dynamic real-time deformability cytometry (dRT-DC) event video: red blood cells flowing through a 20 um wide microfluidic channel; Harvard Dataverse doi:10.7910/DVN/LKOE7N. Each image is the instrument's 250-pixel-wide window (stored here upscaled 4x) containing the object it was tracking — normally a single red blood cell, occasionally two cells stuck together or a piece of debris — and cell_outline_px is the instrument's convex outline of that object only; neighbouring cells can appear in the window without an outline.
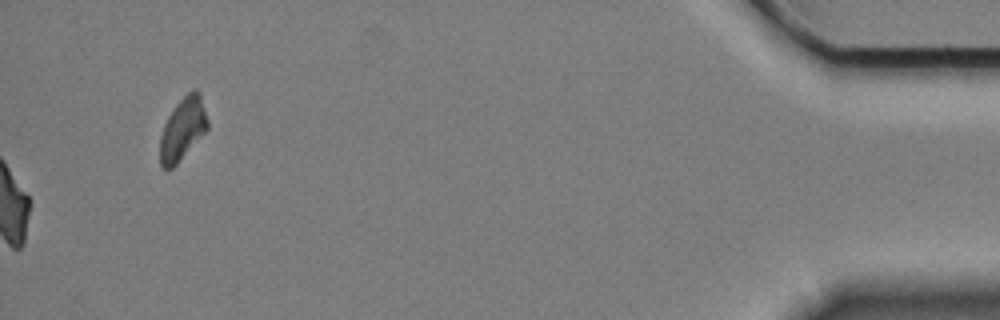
{"species": "Egyptian fruit bat (a non-hibernating species)", "species_latin": "Rousettus aegyptiacus", "temperature_condition": "cold", "stored_images_in_passage": 44, "camera_frame_rate_fps": 3000, "um_per_image_px": 0.085, "animal": {"sex": "female"}, "frame": {"image": 1, "passage_image": 44, "time_ms": 14.333, "image_size_px": [1000, 320], "cell_outline_px": [[208, 128], [180, 160], [168, 172], [160, 168], [160, 136], [164, 124], [168, 116], [176, 104], [188, 92], [196, 88], [200, 92], [208, 120]], "centroid_in_image_um": [15.51, 10.98], "position_along_channel_um": 419.7, "area_um2": 17.34}, "authors_computed_cell_mechanics": {"area_um2": 22.8599, "velocity_mm_per_s": 3.3846, "shape_relaxation_time_tau1_ms": 3.7988, "shape_relaxation_time_tau2_ms": 3.3667, "deformation_change_tau1": 0.1312, "deformation_change_tau2": 0.0854}}